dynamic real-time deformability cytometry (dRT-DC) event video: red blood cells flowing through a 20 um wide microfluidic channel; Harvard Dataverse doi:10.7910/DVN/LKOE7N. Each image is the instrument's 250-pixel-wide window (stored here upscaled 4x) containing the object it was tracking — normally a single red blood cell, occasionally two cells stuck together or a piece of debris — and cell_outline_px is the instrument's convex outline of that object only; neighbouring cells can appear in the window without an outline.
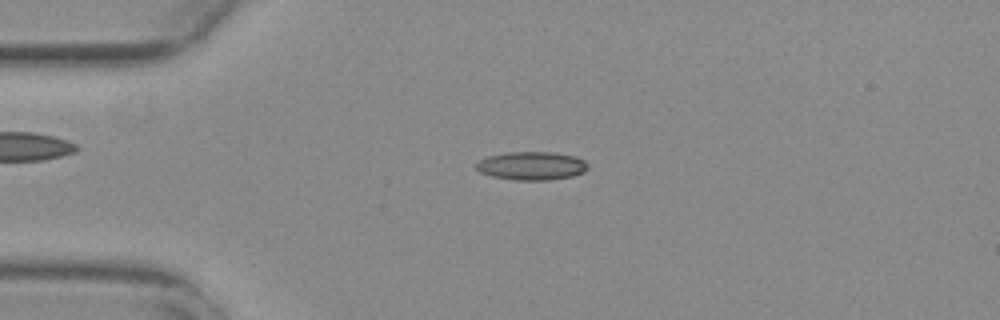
{"species": "common noctule bat (a hibernating species)", "species_latin": "Nyctalus noctula", "temperature_condition": "warm", "stored_images_in_passage": 13, "camera_frame_rate_fps": 3000, "um_per_image_px": 0.085, "animal": {"sex": "female", "body_mass_g": 29.2, "forearm_length_mm": 56.3}, "frame": {"image": 1, "passage_image": 13, "time_ms": 4.0, "image_size_px": [1000, 320], "cell_outline_px": [[588, 168], [584, 172], [572, 176], [552, 180], [516, 180], [492, 176], [480, 172], [476, 168], [476, 160], [488, 156], [508, 152], [552, 152], [576, 156], [584, 160], [588, 164]], "centroid_in_image_um": [45.19, 14.09], "position_along_channel_um": 39.8, "area_um2": 18.61}}